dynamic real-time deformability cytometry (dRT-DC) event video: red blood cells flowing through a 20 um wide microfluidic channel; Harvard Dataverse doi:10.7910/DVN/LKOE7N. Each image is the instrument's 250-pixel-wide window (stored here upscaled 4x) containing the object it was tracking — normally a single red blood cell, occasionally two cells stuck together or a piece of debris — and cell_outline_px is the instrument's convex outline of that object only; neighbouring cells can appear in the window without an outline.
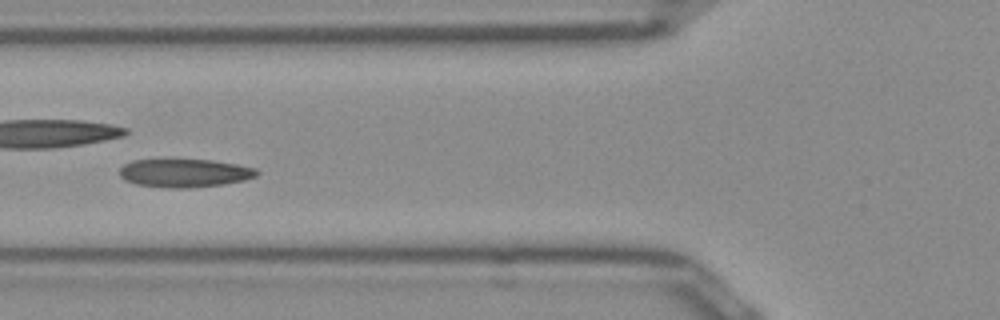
{"species": "Egyptian fruit bat (a non-hibernating species)", "species_latin": "Rousettus aegyptiacus", "temperature_condition": "room temperature", "stored_images_in_passage": 38, "camera_frame_rate_fps": 3000, "um_per_image_px": 0.085, "frame": {"image": 1, "passage_image": 6, "time_ms": 1.667, "image_size_px": [1000, 320], "cell_outline_px": [[260, 172], [256, 176], [244, 180], [224, 184], [188, 188], [168, 188], [136, 184], [124, 180], [120, 176], [120, 168], [124, 164], [132, 160], [212, 160], [236, 164], [256, 168]], "centroid_in_image_um": [15.69, 14.71], "position_along_channel_um": 110.1, "area_um2": 22.6}}
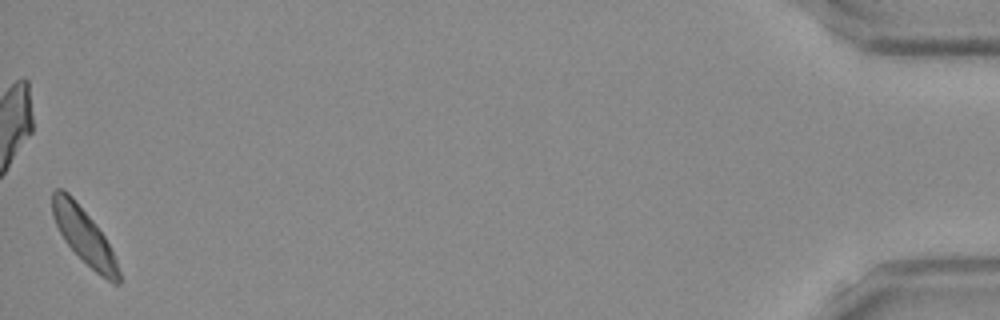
{"frame": {"image": 2, "passage_image": 38, "time_ms": 12.333, "image_size_px": [1000, 320], "cell_outline_px": [[120, 284], [112, 284], [100, 276], [64, 240], [52, 216], [52, 192], [56, 188], [64, 188], [72, 196], [92, 220], [104, 236], [116, 260], [120, 272]], "centroid_in_image_um": [7.13, 20.04], "position_along_channel_um": 428.1, "area_um2": 21.1}, "authors_computed_cell_mechanics": {"area_um2": 22.2241, "velocity_mm_per_s": 3.8996, "shape_relaxation_time_tau1_ms": 10.198, "shape_relaxation_time_tau2_ms": 5.7065, "deformation_change_tau1": 0.1903, "deformation_change_tau2": 0.0607}}